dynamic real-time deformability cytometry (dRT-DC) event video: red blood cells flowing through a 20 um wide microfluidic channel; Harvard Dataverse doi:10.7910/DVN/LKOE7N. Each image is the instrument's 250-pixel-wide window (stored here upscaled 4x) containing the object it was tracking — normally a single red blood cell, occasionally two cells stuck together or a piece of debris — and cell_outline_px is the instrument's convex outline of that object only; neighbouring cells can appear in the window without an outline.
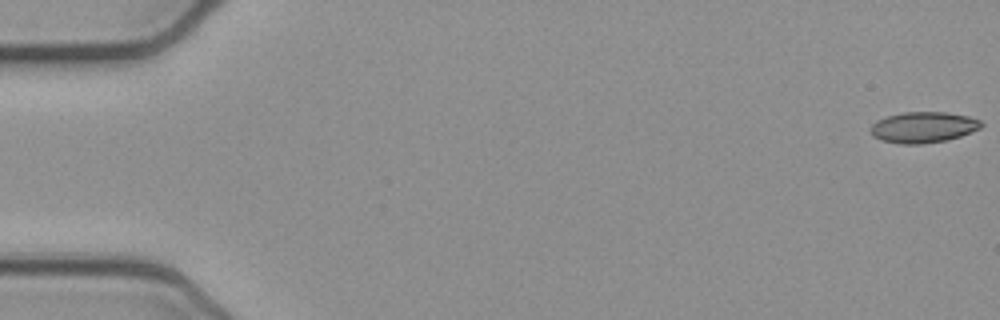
{"species": "common noctule bat (a hibernating species)", "species_latin": "Nyctalus noctula", "temperature_condition": "cold", "stored_images_in_passage": 53, "camera_frame_rate_fps": 3000, "um_per_image_px": 0.085, "animal": {"sex": "female", "body_mass_g": 21.9}, "frame": {"image": 1, "passage_image": 1, "time_ms": 0.0, "image_size_px": [1000, 320], "cell_outline_px": [[984, 124], [980, 128], [960, 136], [948, 140], [920, 144], [900, 144], [880, 140], [872, 136], [868, 128], [876, 120], [888, 116], [904, 112], [948, 112], [968, 116], [980, 120]], "centroid_in_image_um": [78.45, 10.82], "position_along_channel_um": 6.6, "area_um2": 20.11}}
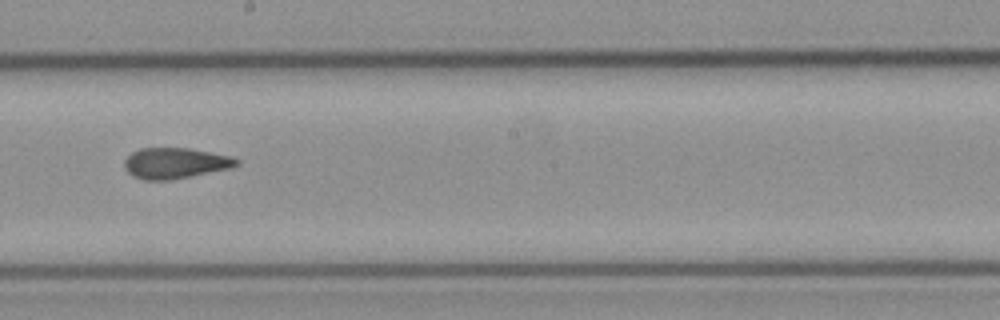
{"frame": {"image": 2, "passage_image": 30, "time_ms": 9.667, "image_size_px": [1000, 320], "cell_outline_px": [[240, 164], [232, 168], [168, 180], [144, 180], [132, 176], [124, 168], [124, 160], [132, 152], [140, 148], [188, 148], [232, 156], [240, 160]], "centroid_in_image_um": [14.9, 13.86], "position_along_channel_um": 233.3, "area_um2": 20.17}}
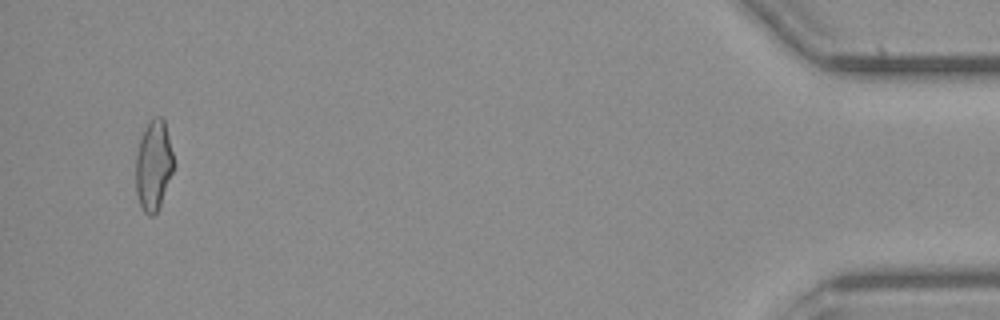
{"frame": {"image": 3, "passage_image": 51, "time_ms": 16.667, "image_size_px": [1000, 320], "cell_outline_px": [[172, 172], [160, 204], [156, 212], [152, 216], [148, 216], [144, 212], [140, 204], [136, 192], [136, 156], [140, 140], [152, 116], [160, 116], [164, 120], [172, 152]], "centroid_in_image_um": [13.03, 14.07], "position_along_channel_um": 422.2, "area_um2": 19.31}}